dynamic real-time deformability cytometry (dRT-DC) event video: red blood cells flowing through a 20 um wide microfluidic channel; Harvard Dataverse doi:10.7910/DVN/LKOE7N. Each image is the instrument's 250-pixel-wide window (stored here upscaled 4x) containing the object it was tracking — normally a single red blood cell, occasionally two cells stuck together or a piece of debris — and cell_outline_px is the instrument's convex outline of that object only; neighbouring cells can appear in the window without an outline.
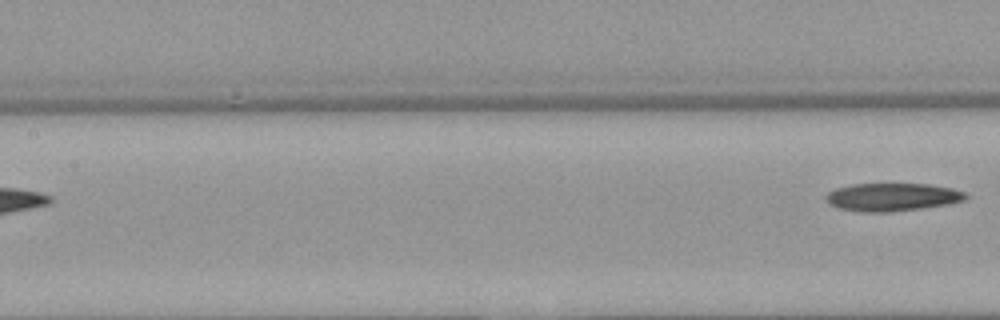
{"species": "Egyptian fruit bat (a non-hibernating species)", "species_latin": "Rousettus aegyptiacus", "temperature_condition": "warm", "stored_images_in_passage": 6, "segment_of_instrument_passage": [2, 2], "camera_frame_rate_fps": 3000, "um_per_image_px": 0.085, "animal": {"sex": "female"}, "frame": {"image": 1, "passage_image": 6, "time_ms": 7.0, "image_size_px": [1000, 320], "cell_outline_px": [[972, 196], [968, 200], [948, 204], [920, 208], [888, 212], [860, 212], [840, 208], [828, 204], [824, 200], [824, 196], [828, 192], [836, 188], [852, 184], [928, 184], [952, 188], [964, 192]], "centroid_in_image_um": [75.85, 16.75], "position_along_channel_um": 131.5, "area_um2": 23.0}}